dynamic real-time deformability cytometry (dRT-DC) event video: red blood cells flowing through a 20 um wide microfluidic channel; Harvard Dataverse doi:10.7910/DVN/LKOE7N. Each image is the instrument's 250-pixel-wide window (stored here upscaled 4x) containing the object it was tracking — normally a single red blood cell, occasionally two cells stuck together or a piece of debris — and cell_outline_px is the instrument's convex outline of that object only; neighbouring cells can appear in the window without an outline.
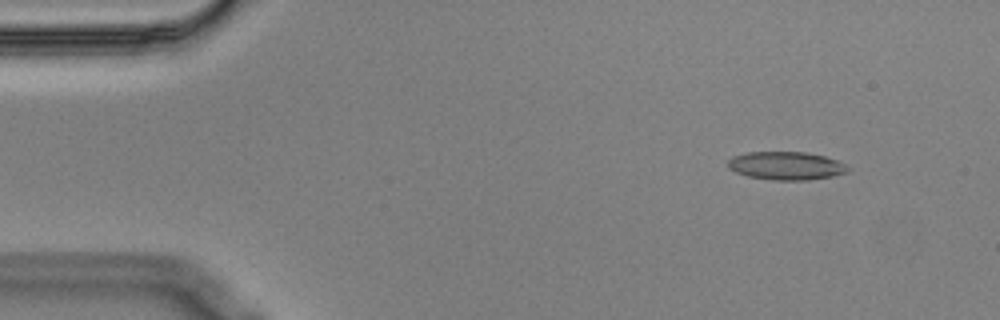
{"species": "Egyptian fruit bat (a non-hibernating species)", "species_latin": "Rousettus aegyptiacus", "temperature_condition": "cold", "stored_images_in_passage": 51, "segment_of_instrument_passage": [1, 2], "camera_frame_rate_fps": 3000, "um_per_image_px": 0.085, "animal": {"sex": "male"}, "frame": {"image": 1, "passage_image": 1, "time_ms": 0.0, "image_size_px": [1000, 320], "cell_outline_px": [[848, 172], [832, 176], [808, 180], [772, 180], [748, 176], [736, 172], [728, 168], [728, 160], [732, 156], [748, 152], [808, 152], [824, 156], [836, 160], [844, 164], [848, 168]], "centroid_in_image_um": [66.8, 14.09], "position_along_channel_um": 18.2, "area_um2": 19.65}}
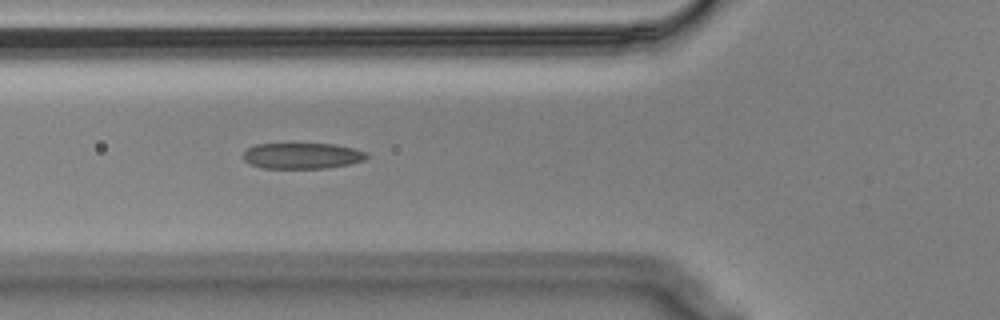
{"frame": {"image": 2, "passage_image": 15, "time_ms": 4.667, "image_size_px": [1000, 320], "cell_outline_px": [[368, 156], [364, 160], [348, 164], [328, 168], [264, 168], [252, 164], [244, 160], [244, 152], [248, 148], [256, 144], [332, 144], [352, 148], [368, 152]], "centroid_in_image_um": [25.7, 13.24], "position_along_channel_um": 100.1, "area_um2": 18.44}}
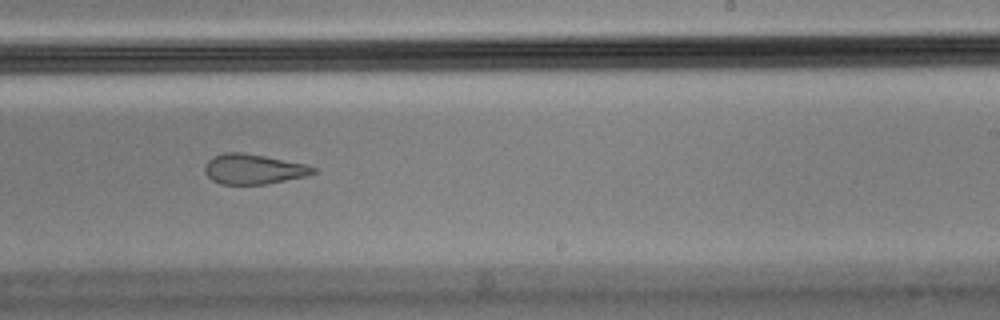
{"frame": {"image": 3, "passage_image": 29, "time_ms": 9.333, "image_size_px": [1000, 320], "cell_outline_px": [[320, 172], [308, 176], [264, 184], [220, 184], [212, 180], [204, 172], [204, 168], [208, 160], [212, 156], [224, 152], [240, 152], [264, 156], [304, 164], [316, 168]], "centroid_in_image_um": [21.54, 14.37], "position_along_channel_um": 267.5, "area_um2": 19.02}}